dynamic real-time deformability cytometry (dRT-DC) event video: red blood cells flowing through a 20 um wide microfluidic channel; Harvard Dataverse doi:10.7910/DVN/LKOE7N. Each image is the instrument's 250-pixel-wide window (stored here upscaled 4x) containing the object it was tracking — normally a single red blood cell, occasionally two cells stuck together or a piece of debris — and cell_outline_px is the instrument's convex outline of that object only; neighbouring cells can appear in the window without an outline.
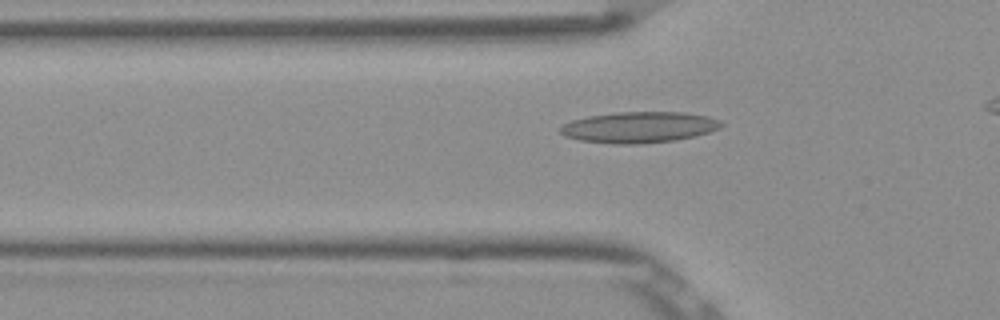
{"species": "Egyptian fruit bat (a non-hibernating species)", "species_latin": "Rousettus aegyptiacus", "temperature_condition": "room temperature", "stored_images_in_passage": 38, "camera_frame_rate_fps": 3000, "um_per_image_px": 0.085, "frame": {"image": 1, "passage_image": 12, "time_ms": 3.667, "image_size_px": [1000, 320], "cell_outline_px": [[724, 124], [720, 128], [696, 136], [676, 140], [640, 144], [616, 144], [580, 140], [564, 136], [560, 132], [560, 128], [564, 124], [572, 120], [588, 116], [616, 112], [684, 112], [708, 116], [720, 120]], "centroid_in_image_um": [54.34, 10.81], "position_along_channel_um": 71.5, "area_um2": 29.19}}
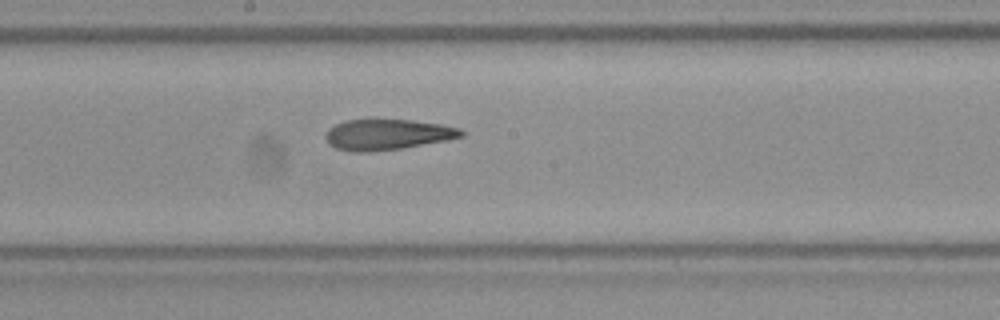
{"frame": {"image": 2, "passage_image": 23, "time_ms": 7.333, "image_size_px": [1000, 320], "cell_outline_px": [[464, 136], [448, 140], [404, 148], [368, 152], [352, 152], [336, 148], [328, 144], [328, 128], [344, 120], [412, 120], [440, 124], [460, 128], [464, 132]], "centroid_in_image_um": [32.96, 11.44], "position_along_channel_um": 215.2, "area_um2": 24.16}}
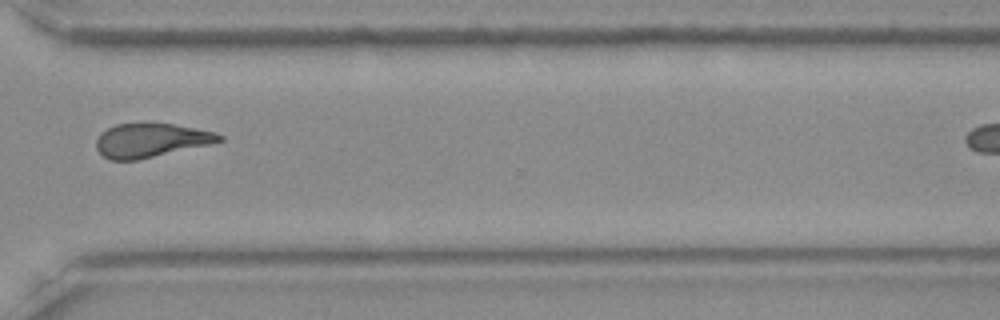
{"frame": {"image": 3, "passage_image": 34, "time_ms": 11.0, "image_size_px": [1000, 320], "cell_outline_px": [[224, 140], [208, 144], [136, 160], [108, 160], [96, 148], [96, 140], [108, 128], [116, 124], [172, 124], [216, 132], [224, 136]], "centroid_in_image_um": [12.82, 11.93], "position_along_channel_um": 357.8, "area_um2": 23.7}}